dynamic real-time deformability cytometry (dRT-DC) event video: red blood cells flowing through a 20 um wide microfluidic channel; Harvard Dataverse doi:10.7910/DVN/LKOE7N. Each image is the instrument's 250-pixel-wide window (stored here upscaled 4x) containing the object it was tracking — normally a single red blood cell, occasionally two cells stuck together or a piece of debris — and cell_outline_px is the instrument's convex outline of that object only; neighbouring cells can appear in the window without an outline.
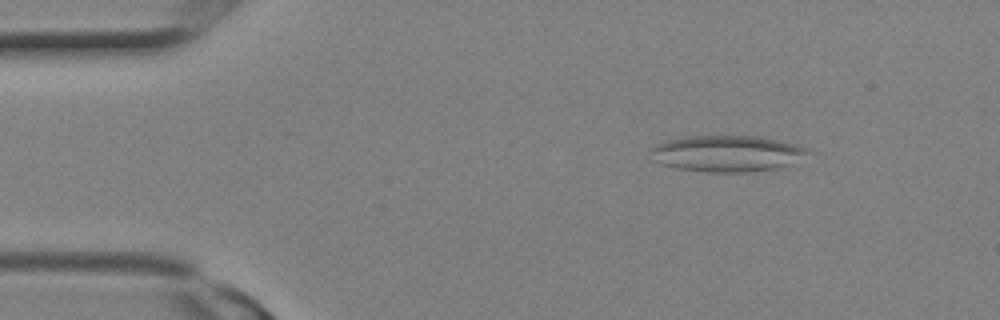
{"species": "Egyptian fruit bat (a non-hibernating species)", "species_latin": "Rousettus aegyptiacus", "temperature_condition": "room temperature", "stored_images_in_passage": 8, "camera_frame_rate_fps": 3000, "um_per_image_px": 0.085, "animal": {"sex": "female"}, "frame": {"image": 1, "passage_image": 4, "time_ms": 1.0, "image_size_px": [1000, 320], "cell_outline_px": [[812, 152], [788, 164], [772, 168], [748, 172], [704, 172], [676, 168], [660, 164], [652, 160], [652, 148], [656, 144], [668, 140], [684, 136], [760, 136], [796, 144], [808, 148]], "centroid_in_image_um": [61.76, 13.04], "position_along_channel_um": 23.2, "area_um2": 33.12}}